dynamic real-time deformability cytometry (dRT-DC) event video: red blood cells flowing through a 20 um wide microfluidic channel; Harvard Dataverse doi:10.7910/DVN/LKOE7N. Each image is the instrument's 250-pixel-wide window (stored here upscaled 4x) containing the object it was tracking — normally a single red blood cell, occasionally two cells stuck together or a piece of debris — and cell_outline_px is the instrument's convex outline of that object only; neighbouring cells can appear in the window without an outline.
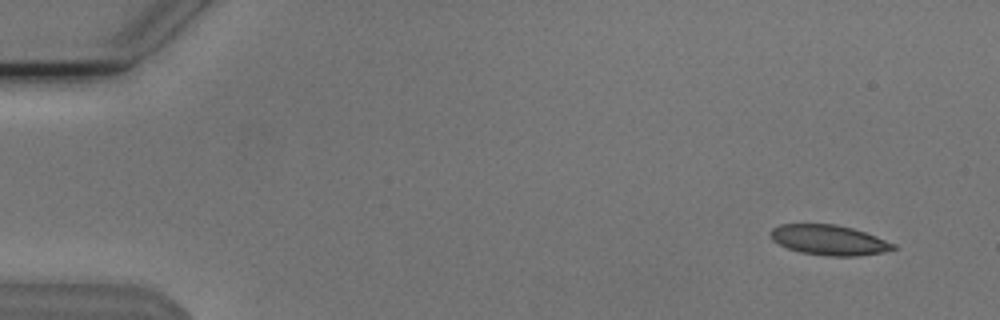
{"species": "Egyptian fruit bat (a non-hibernating species)", "species_latin": "Rousettus aegyptiacus", "temperature_condition": "cold", "stored_images_in_passage": 53, "camera_frame_rate_fps": 3000, "um_per_image_px": 0.085, "animal": {"sex": "male"}, "frame": {"image": 1, "passage_image": 3, "time_ms": 0.667, "image_size_px": [1000, 320], "cell_outline_px": [[896, 248], [880, 252], [856, 256], [824, 256], [800, 252], [788, 248], [772, 240], [768, 232], [772, 228], [780, 224], [836, 224], [852, 228], [876, 236], [896, 244]], "centroid_in_image_um": [70.42, 20.4], "position_along_channel_um": 14.6, "area_um2": 21.5}}
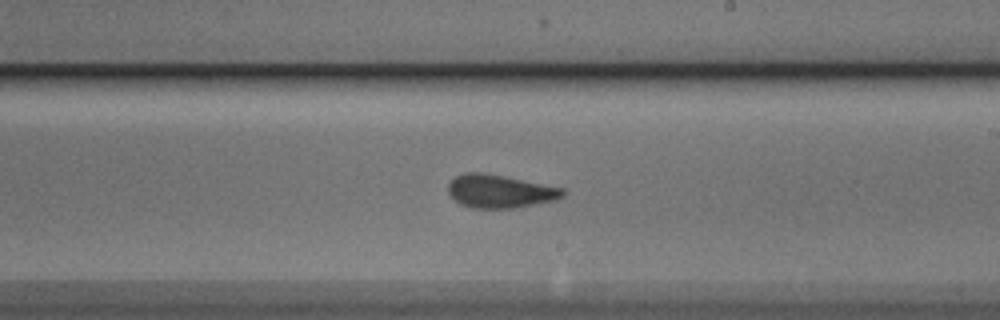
{"frame": {"image": 2, "passage_image": 31, "time_ms": 10.0, "image_size_px": [1000, 320], "cell_outline_px": [[564, 196], [556, 200], [516, 208], [472, 208], [460, 204], [448, 192], [448, 184], [456, 176], [464, 172], [484, 172], [564, 188]], "centroid_in_image_um": [42.49, 16.26], "position_along_channel_um": 246.5, "area_um2": 22.2}}
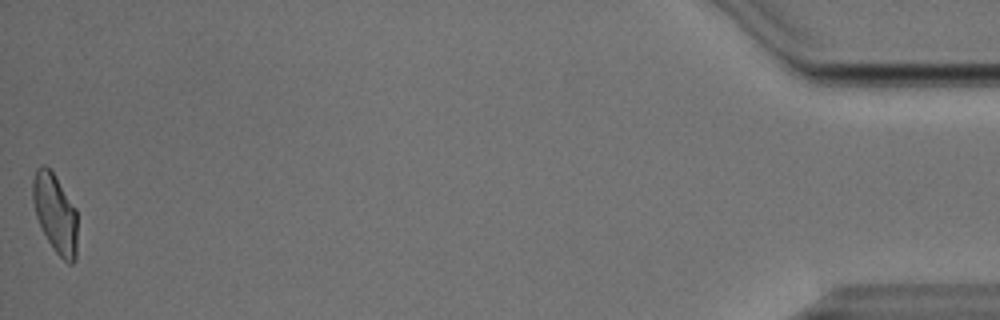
{"frame": {"image": 3, "passage_image": 53, "time_ms": 17.333, "image_size_px": [1000, 320], "cell_outline_px": [[76, 260], [72, 264], [68, 264], [52, 248], [36, 216], [32, 200], [32, 180], [36, 168], [40, 164], [44, 164], [52, 172], [76, 208]], "centroid_in_image_um": [4.68, 18.12], "position_along_channel_um": 430.5, "area_um2": 20.4}, "authors_computed_cell_mechanics": {"area_um2": 21.9062, "velocity_mm_per_s": 3.8077, "shape_relaxation_time_tau1_ms": 7.5228, "shape_relaxation_time_tau2_ms": 1.74, "deformation_change_tau1": 0.1543, "deformation_change_tau2": 0.0842}}